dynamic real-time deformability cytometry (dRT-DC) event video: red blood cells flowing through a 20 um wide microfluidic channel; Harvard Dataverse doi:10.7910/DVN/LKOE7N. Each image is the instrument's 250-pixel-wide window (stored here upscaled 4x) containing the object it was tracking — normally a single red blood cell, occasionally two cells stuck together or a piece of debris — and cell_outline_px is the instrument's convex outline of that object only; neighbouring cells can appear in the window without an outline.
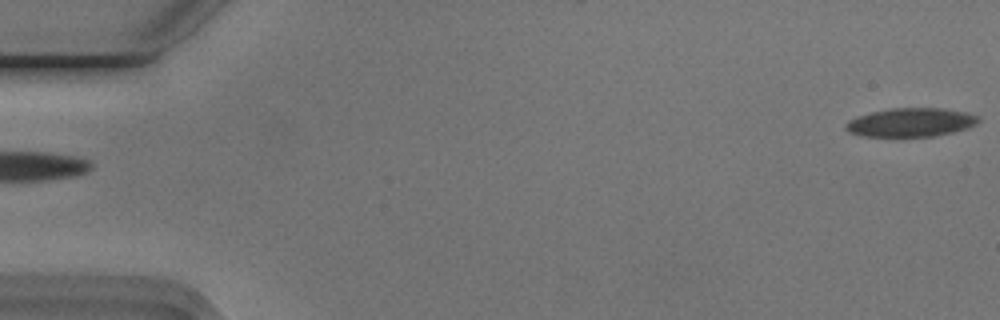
{"species": "Egyptian fruit bat (a non-hibernating species)", "species_latin": "Rousettus aegyptiacus", "temperature_condition": "cold", "stored_images_in_passage": 55, "camera_frame_rate_fps": 3000, "um_per_image_px": 0.085, "animal": {"sex": "male"}, "frame": {"image": 1, "passage_image": 1, "time_ms": 0.0, "image_size_px": [1000, 320], "cell_outline_px": [[980, 120], [976, 124], [968, 128], [952, 132], [932, 136], [864, 136], [848, 132], [844, 128], [844, 124], [848, 120], [856, 116], [872, 112], [892, 108], [944, 108], [964, 112], [976, 116]], "centroid_in_image_um": [77.37, 10.4], "position_along_channel_um": 7.6, "area_um2": 22.08}}
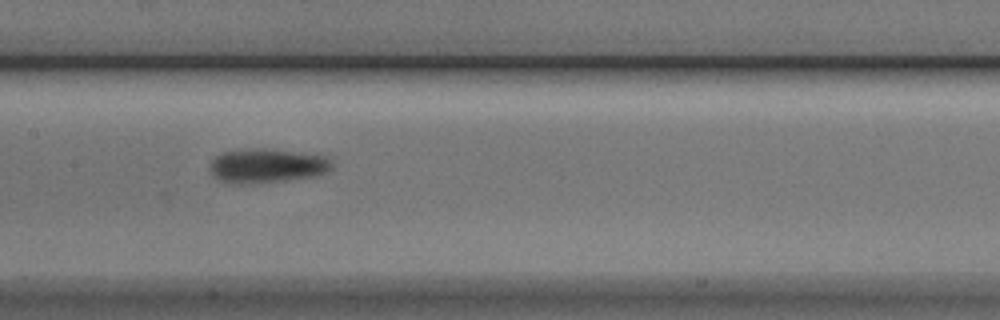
{"frame": {"image": 2, "passage_image": 27, "time_ms": 8.667, "image_size_px": [1000, 320], "cell_outline_px": [[332, 168], [316, 176], [252, 184], [228, 184], [212, 176], [208, 168], [208, 164], [216, 156], [224, 152], [260, 148], [264, 148], [328, 156], [332, 160]], "centroid_in_image_um": [22.65, 14.1], "position_along_channel_um": 184.7, "area_um2": 24.51}}
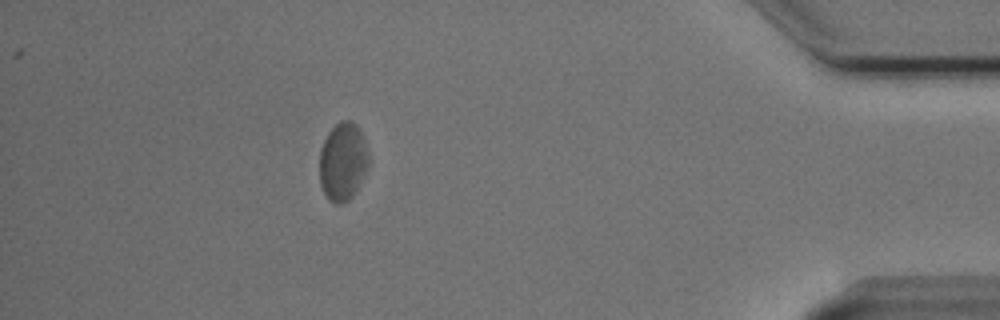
{"frame": {"image": 3, "passage_image": 49, "time_ms": 16.0, "image_size_px": [1000, 320], "cell_outline_px": [[368, 164], [352, 196], [348, 200], [340, 204], [336, 204], [328, 200], [320, 184], [320, 148], [328, 132], [340, 120], [348, 120], [356, 124], [364, 140], [368, 152]], "centroid_in_image_um": [29.11, 13.72], "position_along_channel_um": 406.1, "area_um2": 22.02}, "authors_computed_cell_mechanics": {"area_um2": 22.5998, "velocity_mm_per_s": 3.7099, "shape_relaxation_time_tau1_ms": 2.2339, "shape_relaxation_time_tau2_ms": 4.1468, "deformation_change_tau1": 0.0552, "deformation_change_tau2": 0.0958}}